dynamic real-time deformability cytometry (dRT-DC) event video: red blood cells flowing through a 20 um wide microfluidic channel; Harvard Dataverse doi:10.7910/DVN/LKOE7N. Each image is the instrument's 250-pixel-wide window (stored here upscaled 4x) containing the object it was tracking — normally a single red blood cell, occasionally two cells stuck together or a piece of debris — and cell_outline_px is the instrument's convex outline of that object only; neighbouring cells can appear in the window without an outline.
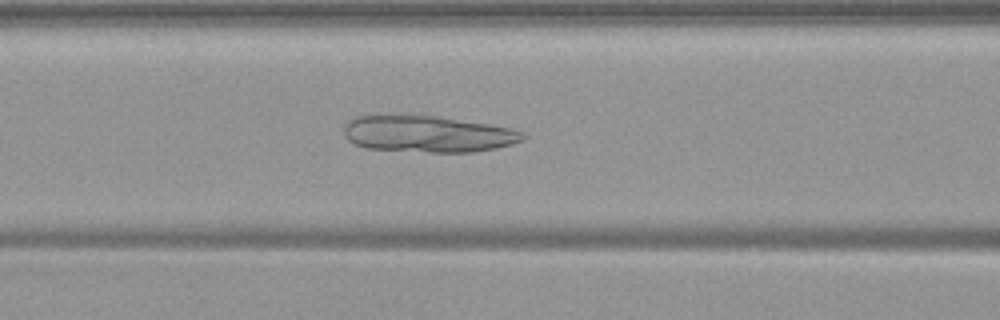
{"species": "common noctule bat (a hibernating species)", "species_latin": "Nyctalus noctula", "temperature_condition": "warm", "stored_images_in_passage": 33, "camera_frame_rate_fps": 3000, "um_per_image_px": 0.085, "animal": {"sex": "female", "body_mass_g": 19.9}, "frame": {"image": 1, "passage_image": 11, "time_ms": 3.333, "image_size_px": [1000, 320], "cell_outline_px": [[528, 136], [524, 140], [512, 144], [496, 148], [476, 152], [432, 152], [364, 148], [348, 140], [344, 136], [344, 124], [348, 120], [356, 116], [388, 112], [400, 112], [436, 116], [488, 124], [512, 128], [524, 132]], "centroid_in_image_um": [36.3, 11.34], "position_along_channel_um": 130.3, "area_um2": 39.36}}
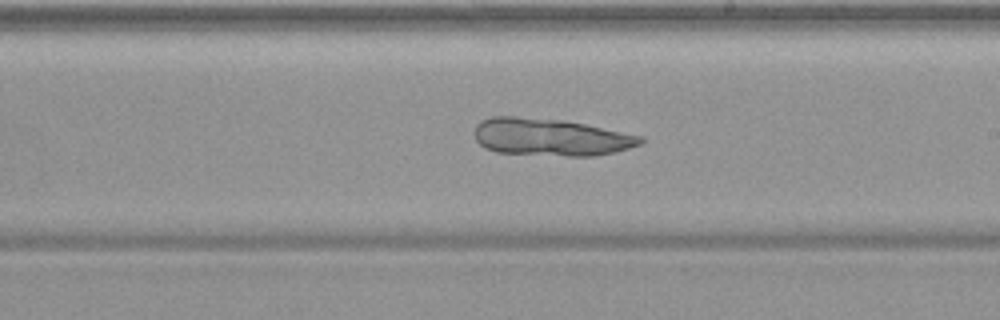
{"frame": {"image": 2, "passage_image": 20, "time_ms": 6.333, "image_size_px": [1000, 320], "cell_outline_px": [[644, 140], [640, 144], [628, 148], [596, 156], [568, 156], [496, 152], [484, 148], [476, 140], [472, 132], [476, 124], [480, 120], [492, 116], [516, 116], [564, 120], [644, 136]], "centroid_in_image_um": [46.74, 11.65], "position_along_channel_um": 242.3, "area_um2": 36.36}}
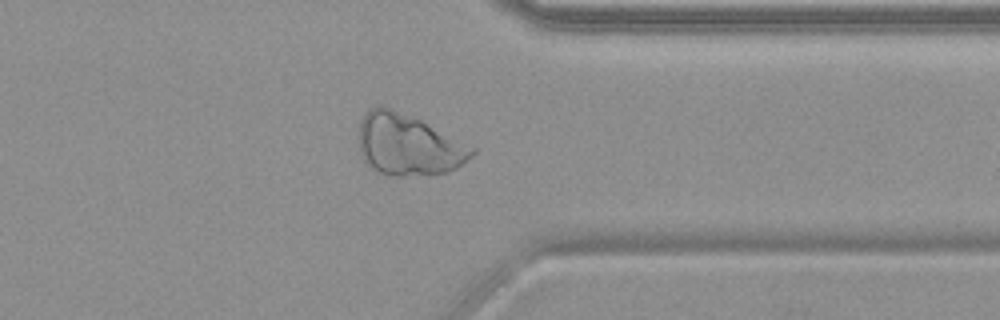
{"frame": {"image": 3, "passage_image": 31, "time_ms": 10.0, "image_size_px": [1000, 320], "cell_outline_px": [[476, 152], [472, 156], [456, 168], [448, 172], [400, 176], [388, 176], [368, 168], [360, 152], [360, 120], [364, 112], [368, 108], [376, 104], [380, 104], [416, 116], [476, 148]], "centroid_in_image_um": [34.68, 12.26], "position_along_channel_um": 376.7, "area_um2": 41.21}}